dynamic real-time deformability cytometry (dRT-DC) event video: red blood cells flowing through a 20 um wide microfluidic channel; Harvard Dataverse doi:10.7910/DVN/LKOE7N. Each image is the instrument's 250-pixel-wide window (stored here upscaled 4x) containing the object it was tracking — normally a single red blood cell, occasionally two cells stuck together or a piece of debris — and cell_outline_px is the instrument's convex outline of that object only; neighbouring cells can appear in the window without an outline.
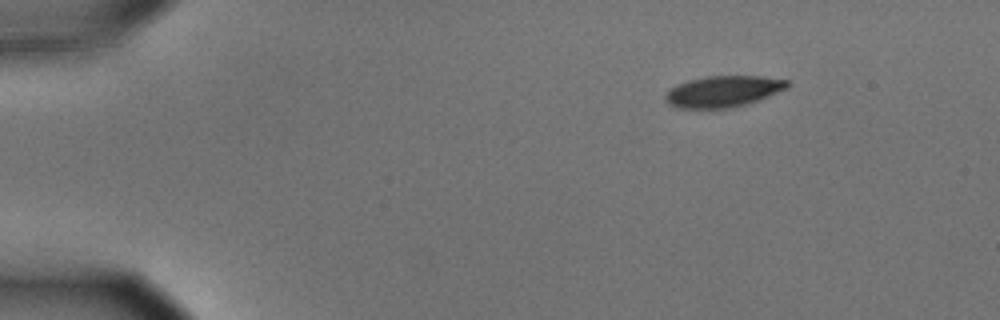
{"species": "common noctule bat (a hibernating species)", "species_latin": "Nyctalus noctula", "temperature_condition": "cold", "stored_images_in_passage": 50, "camera_frame_rate_fps": 3000, "um_per_image_px": 0.085, "animal": {"sex": "male", "body_mass_g": 15.6}, "frame": {"image": 1, "passage_image": 1, "time_ms": 0.0, "image_size_px": [1000, 320], "cell_outline_px": [[792, 84], [788, 88], [768, 96], [744, 104], [728, 108], [676, 108], [668, 104], [664, 96], [676, 84], [688, 80], [708, 76], [764, 76], [788, 80]], "centroid_in_image_um": [61.48, 7.76], "position_along_channel_um": 23.5, "area_um2": 22.14}}
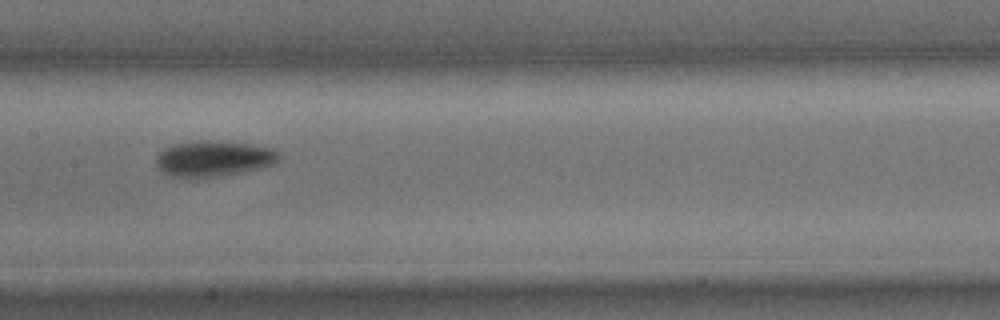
{"frame": {"image": 2, "passage_image": 22, "time_ms": 7.0, "image_size_px": [1000, 320], "cell_outline_px": [[280, 160], [264, 168], [220, 176], [172, 176], [156, 168], [156, 156], [164, 148], [172, 144], [204, 140], [208, 140], [248, 144], [272, 148], [280, 152]], "centroid_in_image_um": [18.18, 13.47], "position_along_channel_um": 189.2, "area_um2": 25.43}}
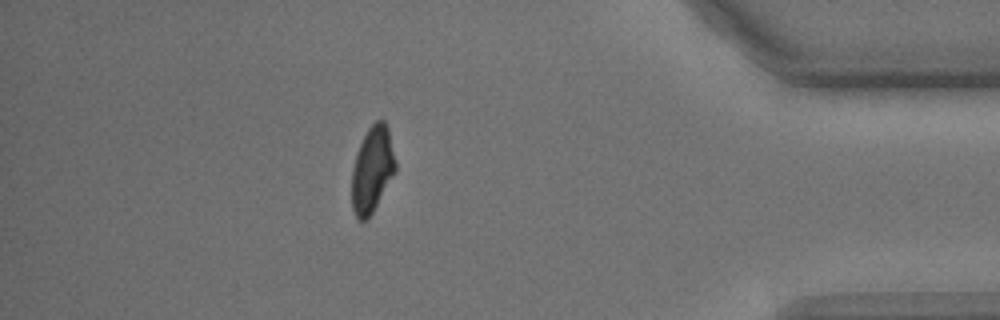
{"frame": {"image": 3, "passage_image": 43, "time_ms": 14.0, "image_size_px": [1000, 320], "cell_outline_px": [[396, 172], [372, 212], [364, 220], [360, 220], [356, 216], [352, 208], [352, 168], [360, 144], [368, 128], [376, 120], [384, 120], [388, 128], [396, 160]], "centroid_in_image_um": [31.66, 14.38], "position_along_channel_um": 403.5, "area_um2": 21.68}, "authors_computed_cell_mechanics": {"area_um2": 24.565, "velocity_mm_per_s": 3.5848, "shape_relaxation_time_tau1_ms": 3.226, "shape_relaxation_time_tau2_ms": null, "deformation_change_tau1": 0.1222, "deformation_change_tau2": null}}